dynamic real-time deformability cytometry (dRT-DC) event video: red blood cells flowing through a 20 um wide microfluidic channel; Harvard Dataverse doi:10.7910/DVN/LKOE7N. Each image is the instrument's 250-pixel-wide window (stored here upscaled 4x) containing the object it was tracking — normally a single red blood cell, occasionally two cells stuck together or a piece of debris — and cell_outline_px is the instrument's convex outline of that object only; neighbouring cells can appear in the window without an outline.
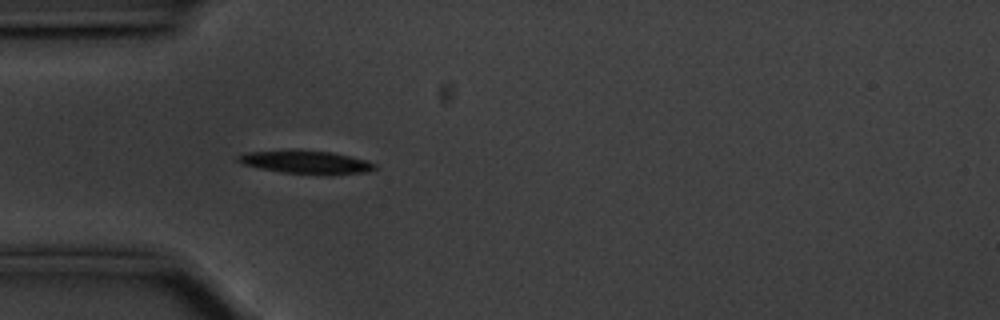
{"species": "common noctule bat (a hibernating species)", "species_latin": "Nyctalus noctula", "temperature_condition": "cold", "stored_images_in_passage": 48, "camera_frame_rate_fps": 3000, "um_per_image_px": 0.085, "animal": {"sex": "male", "body_mass_g": 20.1, "forearm_length_mm": 53.5}, "frame": {"image": 1, "passage_image": 8, "time_ms": 2.333, "image_size_px": [1000, 320], "cell_outline_px": [[376, 168], [368, 172], [284, 172], [260, 168], [244, 164], [236, 160], [236, 156], [248, 152], [300, 148], [332, 152], [368, 160], [376, 164]], "centroid_in_image_um": [25.95, 13.71], "position_along_channel_um": 59.0, "area_um2": 17.92}}
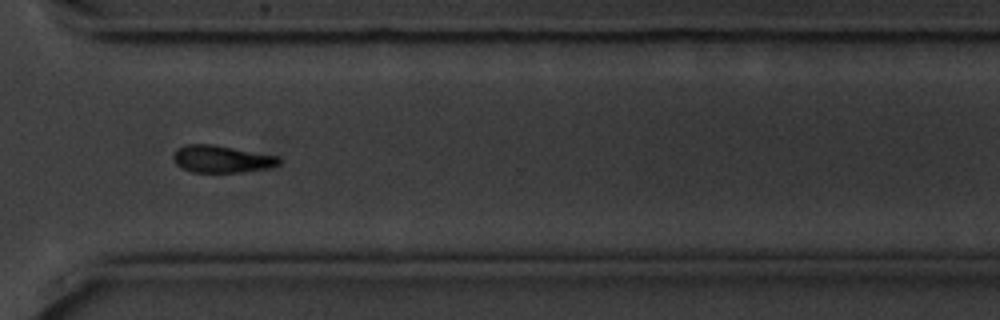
{"frame": {"image": 2, "passage_image": 33, "time_ms": 10.667, "image_size_px": [1000, 320], "cell_outline_px": [[280, 164], [268, 168], [236, 172], [192, 172], [180, 168], [172, 160], [172, 156], [176, 148], [184, 144], [216, 144], [280, 156]], "centroid_in_image_um": [18.8, 13.5], "position_along_channel_um": 351.8, "area_um2": 17.11}}
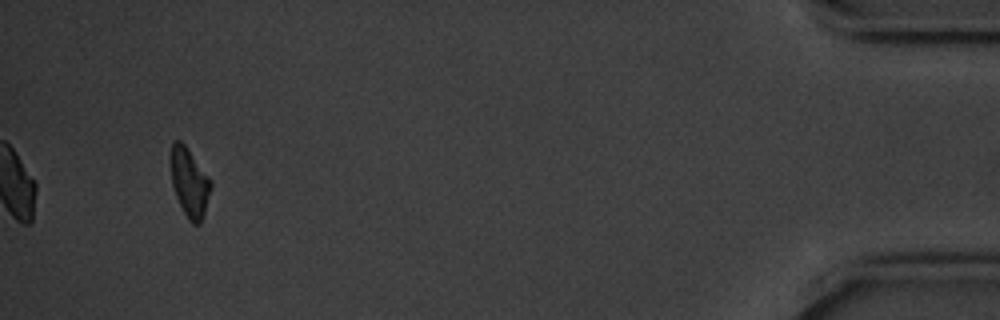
{"frame": {"image": 3, "passage_image": 45, "time_ms": 14.667, "image_size_px": [1000, 320], "cell_outline_px": [[212, 184], [204, 212], [200, 224], [192, 224], [188, 220], [176, 196], [172, 184], [172, 144], [176, 140], [180, 140], [184, 144], [212, 180]], "centroid_in_image_um": [16.13, 15.53], "position_along_channel_um": 419.1, "area_um2": 15.61}, "authors_computed_cell_mechanics": {"area_um2": 17.5134, "velocity_mm_per_s": 3.5464, "shape_relaxation_time_tau1_ms": 1.9347, "shape_relaxation_time_tau2_ms": null, "deformation_change_tau1": 0.1345, "deformation_change_tau2": null}}